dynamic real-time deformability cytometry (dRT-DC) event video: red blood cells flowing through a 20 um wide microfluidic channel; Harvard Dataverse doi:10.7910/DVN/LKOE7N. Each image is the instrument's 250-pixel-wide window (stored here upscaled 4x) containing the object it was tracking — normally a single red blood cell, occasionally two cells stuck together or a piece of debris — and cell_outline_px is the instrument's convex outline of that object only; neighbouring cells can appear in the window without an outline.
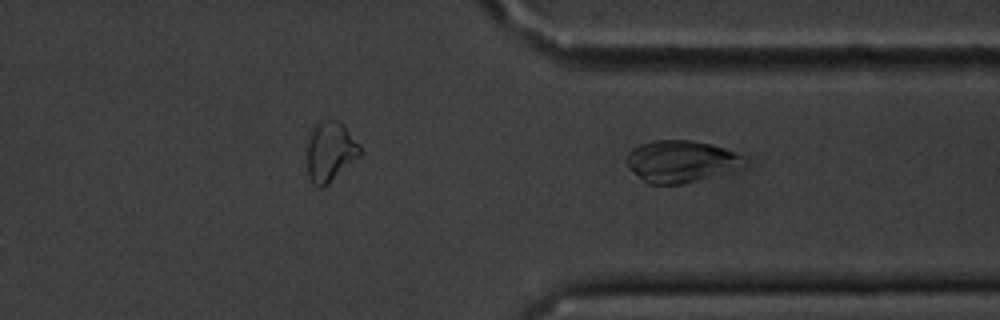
{"species": "common noctule bat (a hibernating species)", "species_latin": "Nyctalus noctula", "temperature_condition": "cold", "stored_images_in_passage": 12, "camera_frame_rate_fps": 3000, "um_per_image_px": 0.085, "animal": {"sex": "male", "body_mass_g": 20.1, "forearm_length_mm": 53.5}, "frame": {"image": 1, "passage_image": 9, "time_ms": 9.333, "image_size_px": [1000, 320], "cell_outline_px": [[740, 156], [704, 176], [696, 180], [680, 184], [648, 184], [628, 168], [624, 160], [628, 152], [632, 148], [640, 144], [656, 140], [692, 140], [712, 144], [724, 148]], "centroid_in_image_um": [57.47, 13.66], "position_along_channel_um": 353.9, "area_um2": 26.36}}